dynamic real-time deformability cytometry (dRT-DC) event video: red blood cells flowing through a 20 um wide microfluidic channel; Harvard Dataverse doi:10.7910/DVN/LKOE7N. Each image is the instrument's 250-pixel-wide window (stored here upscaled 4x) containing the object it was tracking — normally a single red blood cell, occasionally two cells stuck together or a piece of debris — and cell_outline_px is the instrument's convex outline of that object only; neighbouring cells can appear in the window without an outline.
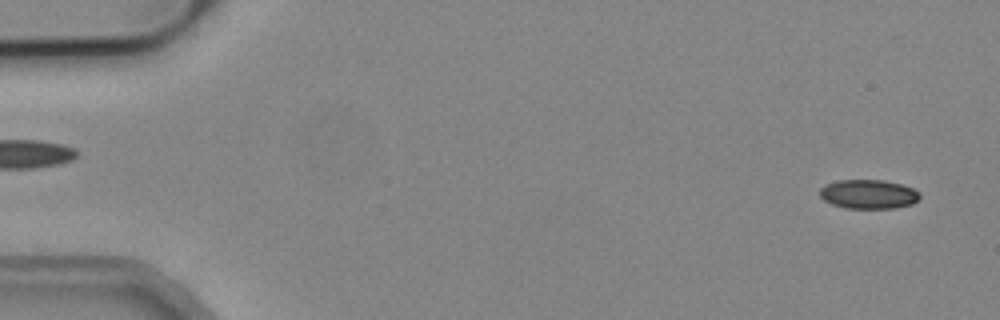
{"species": "common noctule bat (a hibernating species)", "species_latin": "Nyctalus noctula", "temperature_condition": "cold", "stored_images_in_passage": 5, "camera_frame_rate_fps": 3000, "um_per_image_px": 0.085, "animal": {"sex": "male", "body_mass_g": 19.2, "forearm_length_mm": 51.8}, "frame": {"image": 1, "passage_image": 5, "time_ms": 1.333, "image_size_px": [1000, 320], "cell_outline_px": [[920, 200], [912, 204], [896, 208], [848, 208], [832, 204], [824, 200], [820, 196], [820, 188], [828, 184], [840, 180], [884, 180], [900, 184], [912, 188], [920, 192]], "centroid_in_image_um": [73.86, 16.51], "position_along_channel_um": 11.1, "area_um2": 16.94}}